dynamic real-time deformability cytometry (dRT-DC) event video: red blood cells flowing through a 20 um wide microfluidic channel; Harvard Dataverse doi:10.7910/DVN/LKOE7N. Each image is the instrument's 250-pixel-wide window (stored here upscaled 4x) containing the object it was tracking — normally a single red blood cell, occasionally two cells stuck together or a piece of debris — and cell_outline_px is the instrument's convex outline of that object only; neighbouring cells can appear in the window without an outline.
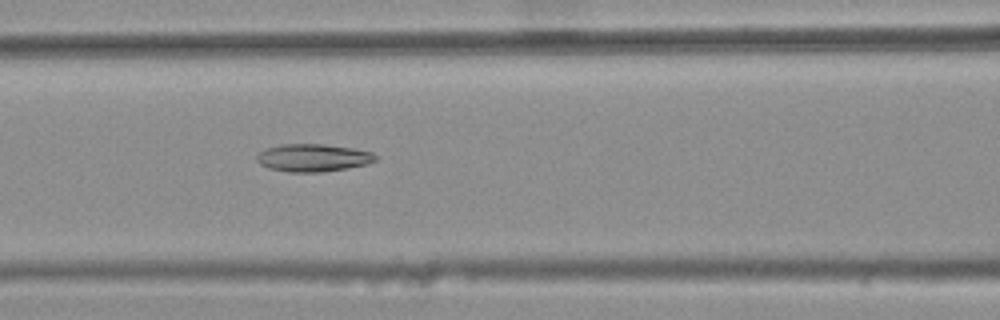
{"species": "common noctule bat (a hibernating species)", "species_latin": "Nyctalus noctula", "temperature_condition": "warm", "stored_images_in_passage": 42, "camera_frame_rate_fps": 3000, "um_per_image_px": 0.085, "animal": {"sex": "female", "body_mass_g": 25.1}, "frame": {"image": 1, "passage_image": 17, "time_ms": 5.333, "image_size_px": [1000, 320], "cell_outline_px": [[376, 160], [368, 164], [348, 168], [320, 172], [288, 172], [268, 168], [260, 164], [256, 160], [256, 156], [260, 152], [268, 148], [280, 144], [324, 144], [352, 148], [372, 152], [376, 156]], "centroid_in_image_um": [26.6, 13.41], "position_along_channel_um": 140.0, "area_um2": 19.13}}
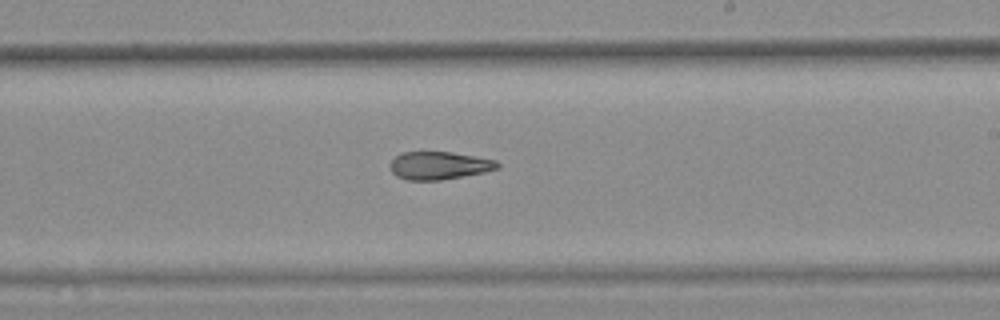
{"frame": {"image": 2, "passage_image": 26, "time_ms": 8.333, "image_size_px": [1000, 320], "cell_outline_px": [[500, 168], [484, 172], [440, 180], [408, 180], [396, 176], [392, 172], [388, 164], [400, 152], [452, 152], [476, 156], [496, 160], [500, 164]], "centroid_in_image_um": [37.32, 14.06], "position_along_channel_um": 251.7, "area_um2": 17.51}}
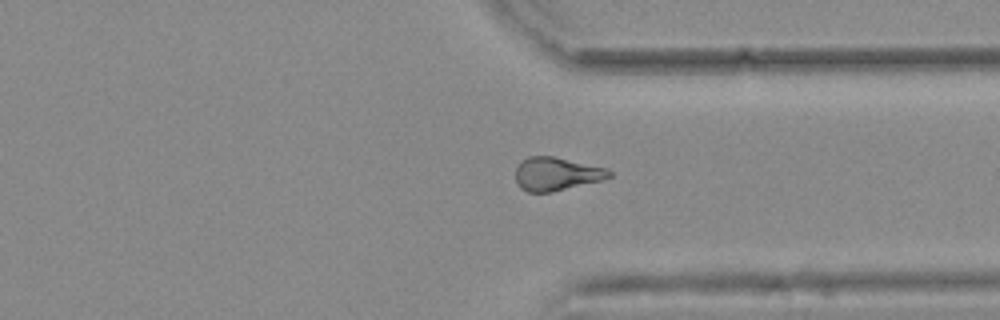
{"frame": {"image": 3, "passage_image": 35, "time_ms": 11.333, "image_size_px": [1000, 320], "cell_outline_px": [[612, 176], [604, 180], [552, 192], [528, 192], [520, 188], [516, 180], [516, 168], [520, 160], [528, 156], [552, 156], [608, 168], [612, 172]], "centroid_in_image_um": [47.31, 14.78], "position_along_channel_um": 364.1, "area_um2": 18.38}, "authors_computed_cell_mechanics": {"area_um2": 18.4671, "velocity_mm_per_s": 3.7331, "shape_relaxation_time_tau1_ms": null, "shape_relaxation_time_tau2_ms": 5.0487, "deformation_change_tau1": null, "deformation_change_tau2": 0.1421}}